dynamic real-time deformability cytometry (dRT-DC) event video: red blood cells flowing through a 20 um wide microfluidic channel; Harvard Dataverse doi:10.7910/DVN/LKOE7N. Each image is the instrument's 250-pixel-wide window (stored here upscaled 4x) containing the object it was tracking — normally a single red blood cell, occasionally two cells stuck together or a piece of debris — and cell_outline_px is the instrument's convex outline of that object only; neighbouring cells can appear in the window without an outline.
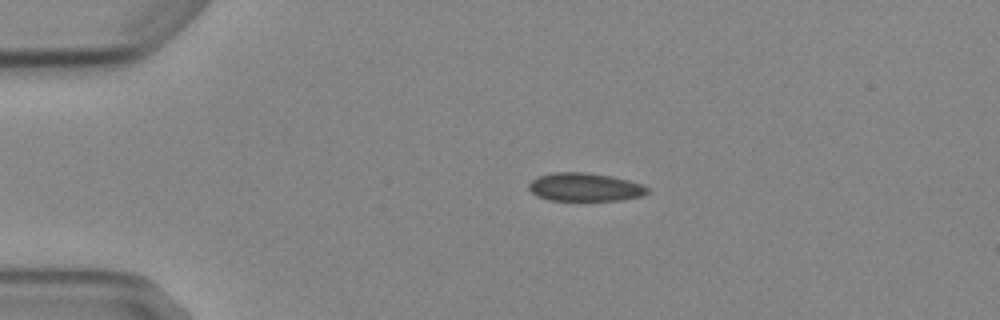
{"species": "Egyptian fruit bat (a non-hibernating species)", "species_latin": "Rousettus aegyptiacus", "temperature_condition": "cold", "stored_images_in_passage": 3, "camera_frame_rate_fps": 3000, "um_per_image_px": 0.085, "animal": {"sex": "female"}, "frame": {"image": 1, "passage_image": 1, "time_ms": 0.0, "image_size_px": [1000, 320], "cell_outline_px": [[652, 192], [644, 196], [624, 200], [548, 200], [536, 196], [528, 188], [528, 184], [532, 180], [540, 176], [552, 172], [588, 172], [612, 176], [628, 180], [640, 184], [648, 188]], "centroid_in_image_um": [49.75, 15.91], "position_along_channel_um": 35.3, "area_um2": 19.77}}
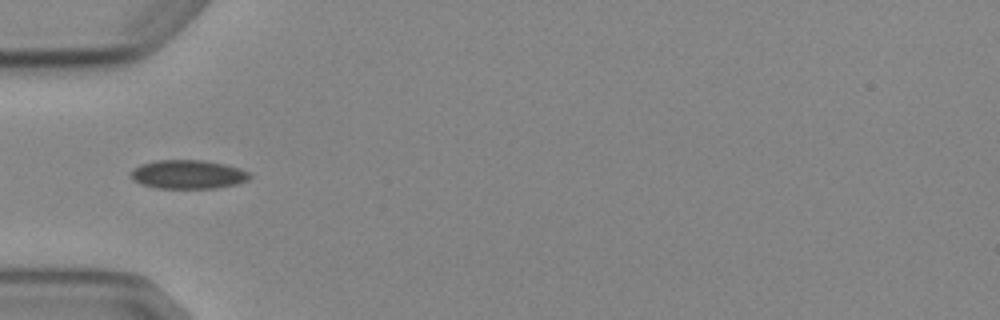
{"frame": {"image": 2, "passage_image": 3, "time_ms": 2.0, "image_size_px": [1000, 320], "cell_outline_px": [[252, 176], [248, 180], [236, 184], [216, 188], [156, 188], [140, 184], [132, 180], [128, 172], [132, 168], [140, 164], [156, 160], [204, 160], [224, 164], [240, 168], [248, 172]], "centroid_in_image_um": [15.93, 14.82], "position_along_channel_um": 69.1, "area_um2": 20.23}}